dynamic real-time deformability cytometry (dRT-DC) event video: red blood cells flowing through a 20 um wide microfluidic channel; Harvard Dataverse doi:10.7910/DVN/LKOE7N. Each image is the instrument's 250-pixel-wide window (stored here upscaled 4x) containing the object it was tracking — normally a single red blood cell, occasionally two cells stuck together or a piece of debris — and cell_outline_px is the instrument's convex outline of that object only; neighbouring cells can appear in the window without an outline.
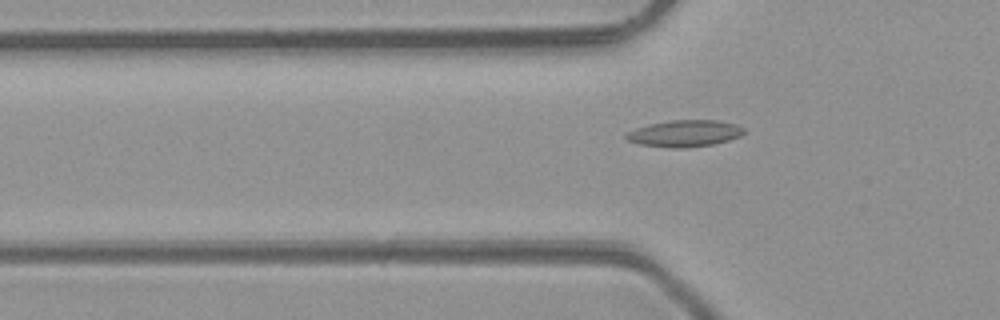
{"species": "common noctule bat (a hibernating species)", "species_latin": "Nyctalus noctula", "temperature_condition": "room temperature", "stored_images_in_passage": 3, "segment_of_instrument_passage": [2, 2], "camera_frame_rate_fps": 3000, "um_per_image_px": 0.085, "animal": {"sex": "male", "body_mass_g": 23.1, "forearm_length_mm": 52.7}, "frame": {"image": 1, "passage_image": 3, "time_ms": 2.667, "image_size_px": [1000, 320], "cell_outline_px": [[744, 132], [740, 136], [728, 140], [712, 144], [680, 148], [668, 148], [640, 144], [628, 140], [624, 136], [628, 132], [636, 128], [648, 124], [668, 120], [720, 120], [736, 124], [744, 128]], "centroid_in_image_um": [58.19, 11.33], "position_along_channel_um": 67.6, "area_um2": 18.26}}